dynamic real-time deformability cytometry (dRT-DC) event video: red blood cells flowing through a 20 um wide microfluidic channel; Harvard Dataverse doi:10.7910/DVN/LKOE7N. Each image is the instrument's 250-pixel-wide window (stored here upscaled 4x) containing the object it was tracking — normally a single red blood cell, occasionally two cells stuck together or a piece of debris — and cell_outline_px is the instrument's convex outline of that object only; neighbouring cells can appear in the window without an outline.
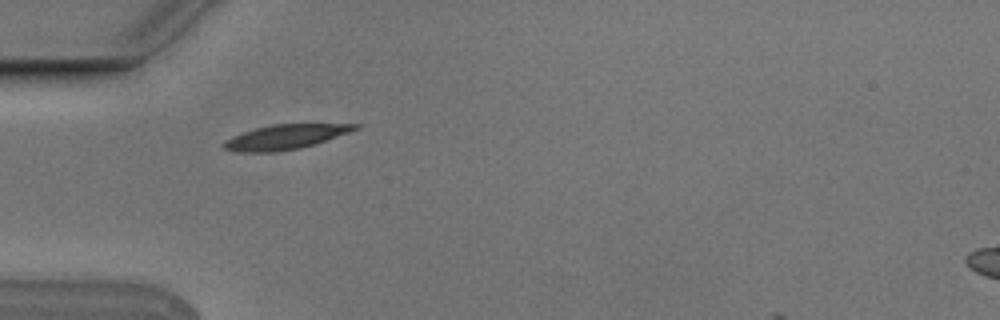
{"species": "Egyptian fruit bat (a non-hibernating species)", "species_latin": "Rousettus aegyptiacus", "temperature_condition": "cold", "stored_images_in_passage": 2, "camera_frame_rate_fps": 3000, "um_per_image_px": 0.085, "animal": {"sex": "male"}, "frame": {"image": 1, "passage_image": 1, "time_ms": 0.0, "image_size_px": [1000, 320], "cell_outline_px": [[360, 128], [300, 148], [272, 152], [236, 152], [220, 148], [220, 144], [224, 140], [232, 136], [256, 128], [272, 124], [360, 124]], "centroid_in_image_um": [24.14, 11.64], "position_along_channel_um": 60.9, "area_um2": 18.67}}